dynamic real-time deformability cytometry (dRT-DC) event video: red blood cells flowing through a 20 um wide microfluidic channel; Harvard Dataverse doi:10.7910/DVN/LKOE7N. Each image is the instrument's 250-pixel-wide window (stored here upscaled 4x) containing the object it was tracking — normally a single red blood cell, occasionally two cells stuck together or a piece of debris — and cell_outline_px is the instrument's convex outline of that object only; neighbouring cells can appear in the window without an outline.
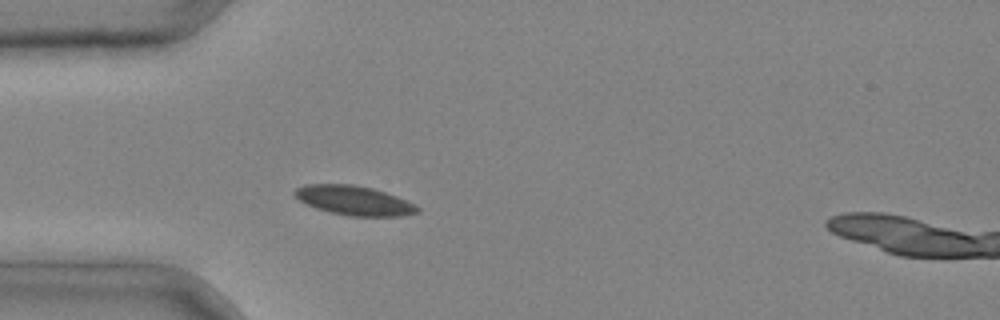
{"species": "common noctule bat (a hibernating species)", "species_latin": "Nyctalus noctula", "temperature_condition": "cold", "stored_images_in_passage": 3, "camera_frame_rate_fps": 3000, "um_per_image_px": 0.085, "animal": {"sex": "male", "body_mass_g": 20.4}, "frame": {"image": 1, "passage_image": 2, "time_ms": 0.333, "image_size_px": [1000, 320], "cell_outline_px": [[420, 212], [404, 216], [348, 216], [316, 208], [300, 200], [292, 192], [296, 188], [304, 184], [352, 184], [372, 188], [396, 196], [416, 204], [420, 208]], "centroid_in_image_um": [30.13, 17.04], "position_along_channel_um": 54.9, "area_um2": 20.98}}